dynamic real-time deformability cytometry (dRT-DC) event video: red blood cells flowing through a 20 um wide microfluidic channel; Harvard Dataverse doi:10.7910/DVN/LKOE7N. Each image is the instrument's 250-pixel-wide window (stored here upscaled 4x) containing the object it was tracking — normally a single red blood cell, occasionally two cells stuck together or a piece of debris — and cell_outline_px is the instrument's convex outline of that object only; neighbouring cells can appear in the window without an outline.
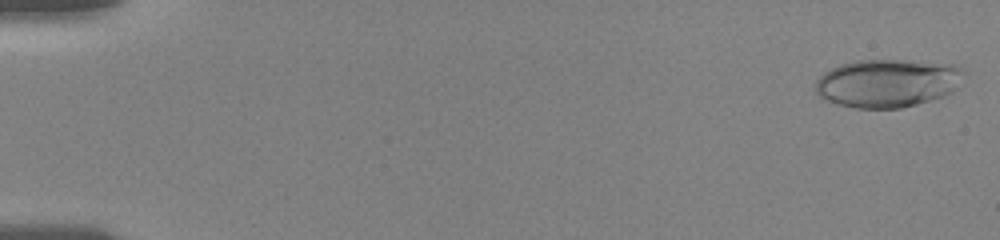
{"species": "human", "species_latin": "Homo sapiens", "temperature_condition": "room temperature", "stored_images_in_passage": 49, "camera_frame_rate_fps": 3000, "um_per_image_px": 0.085, "donor": {"sex": "female"}, "frame": {"image": 1, "passage_image": 1, "time_ms": 0.0, "image_size_px": [1000, 240], "cell_outline_px": [[968, 72], [956, 88], [952, 92], [944, 96], [916, 104], [900, 108], [856, 108], [840, 104], [828, 100], [820, 96], [816, 92], [816, 80], [824, 72], [840, 64], [856, 60], [912, 60], [952, 64]], "centroid_in_image_um": [75.49, 7.05], "position_along_channel_um": 9.5, "area_um2": 41.79}}
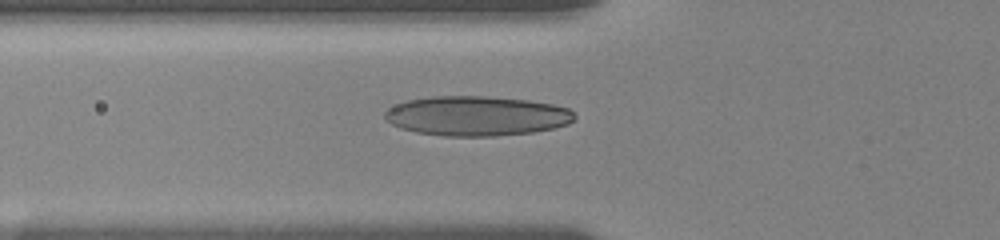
{"frame": {"image": 2, "passage_image": 32, "time_ms": 6.333, "image_size_px": [1000, 240], "cell_outline_px": [[576, 116], [568, 124], [556, 128], [532, 132], [496, 136], [444, 136], [416, 132], [400, 128], [384, 120], [384, 112], [388, 108], [396, 104], [408, 100], [432, 96], [488, 96], [528, 100], [552, 104], [568, 108]], "centroid_in_image_um": [40.49, 9.85], "position_along_channel_um": 85.3, "area_um2": 44.1}}
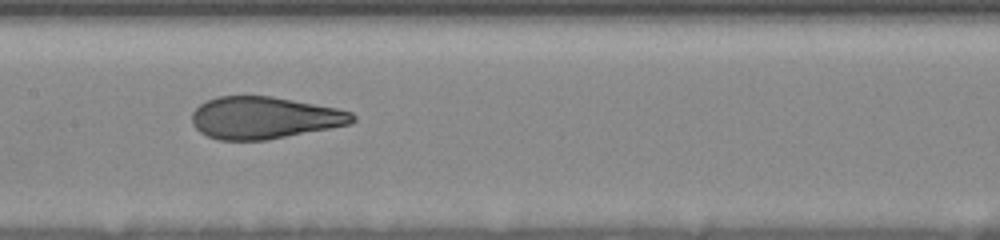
{"frame": {"image": 3, "passage_image": 48, "time_ms": 9.0, "image_size_px": [1000, 240], "cell_outline_px": [[356, 120], [352, 124], [264, 140], [220, 140], [208, 136], [200, 132], [192, 124], [192, 112], [200, 104], [208, 100], [220, 96], [272, 96], [336, 108], [352, 112], [356, 116]], "centroid_in_image_um": [22.47, 10.01], "position_along_channel_um": 184.9, "area_um2": 39.19}}